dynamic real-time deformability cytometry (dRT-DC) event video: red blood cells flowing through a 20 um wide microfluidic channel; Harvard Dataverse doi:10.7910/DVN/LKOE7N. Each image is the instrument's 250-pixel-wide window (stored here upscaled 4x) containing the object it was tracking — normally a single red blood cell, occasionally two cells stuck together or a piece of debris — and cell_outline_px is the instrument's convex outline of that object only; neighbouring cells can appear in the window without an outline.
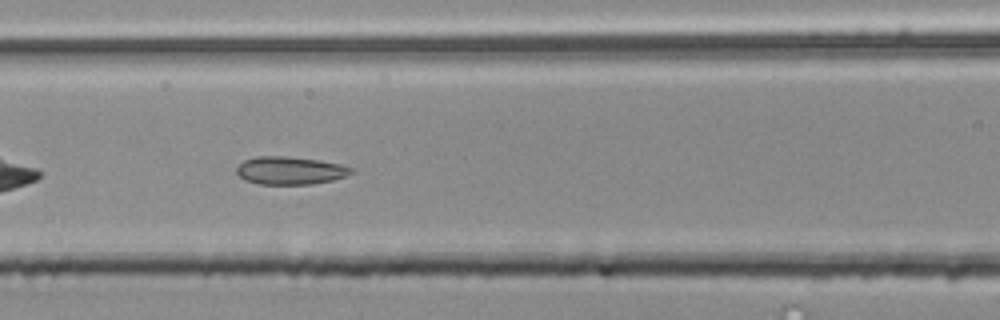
{"species": "common noctule bat (a hibernating species)", "species_latin": "Nyctalus noctula", "temperature_condition": "room temperature", "stored_images_in_passage": 39, "camera_frame_rate_fps": 3000, "um_per_image_px": 0.085, "animal": {"sex": "male", "body_mass_g": 20.4}, "frame": {"image": 1, "passage_image": 8, "time_ms": 2.333, "image_size_px": [1000, 320], "cell_outline_px": [[352, 172], [344, 176], [332, 180], [312, 184], [260, 184], [244, 180], [236, 172], [236, 168], [244, 160], [256, 156], [284, 156], [320, 160], [340, 164], [352, 168]], "centroid_in_image_um": [24.62, 14.49], "position_along_channel_um": 142.0, "area_um2": 18.5}}
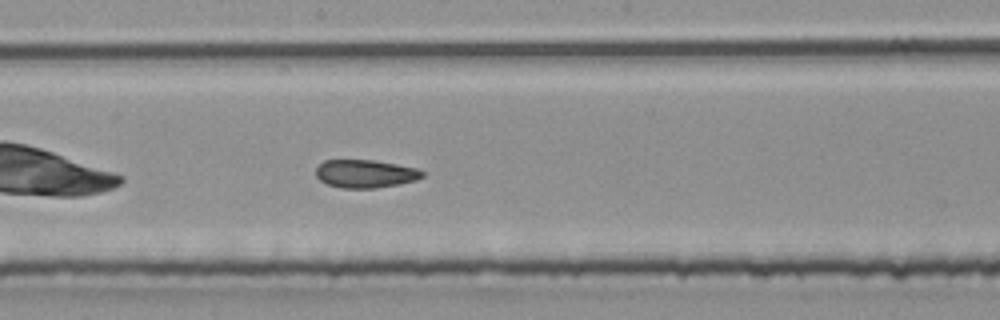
{"frame": {"image": 2, "passage_image": 14, "time_ms": 4.333, "image_size_px": [1000, 320], "cell_outline_px": [[424, 176], [416, 180], [400, 184], [376, 188], [340, 188], [328, 184], [320, 180], [316, 176], [316, 168], [324, 160], [376, 160], [416, 168], [424, 172]], "centroid_in_image_um": [31.06, 14.77], "position_along_channel_um": 217.1, "area_um2": 17.46}}
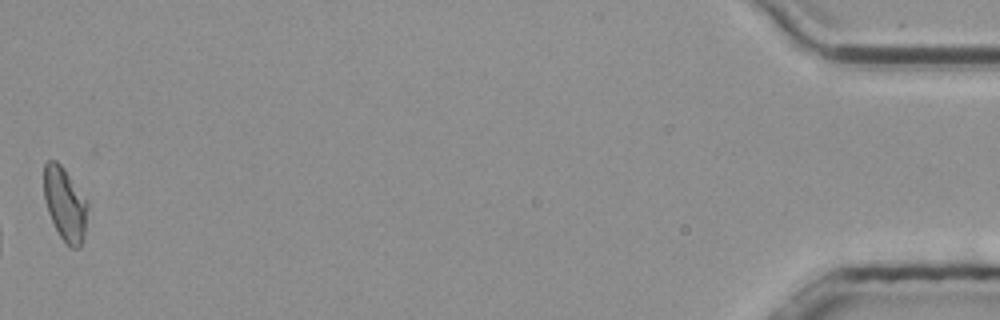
{"frame": {"image": 3, "passage_image": 39, "time_ms": 12.667, "image_size_px": [1000, 320], "cell_outline_px": [[88, 208], [84, 240], [80, 248], [72, 248], [60, 236], [48, 212], [44, 200], [44, 164], [48, 160], [56, 160], [64, 168], [88, 200]], "centroid_in_image_um": [5.55, 17.34], "position_along_channel_um": 429.7, "area_um2": 18.9}, "authors_computed_cell_mechanics": {"area_um2": 18.4382, "velocity_mm_per_s": 3.7753, "shape_relaxation_time_tau1_ms": null, "shape_relaxation_time_tau2_ms": 1.934, "deformation_change_tau1": null, "deformation_change_tau2": 0.0816}}